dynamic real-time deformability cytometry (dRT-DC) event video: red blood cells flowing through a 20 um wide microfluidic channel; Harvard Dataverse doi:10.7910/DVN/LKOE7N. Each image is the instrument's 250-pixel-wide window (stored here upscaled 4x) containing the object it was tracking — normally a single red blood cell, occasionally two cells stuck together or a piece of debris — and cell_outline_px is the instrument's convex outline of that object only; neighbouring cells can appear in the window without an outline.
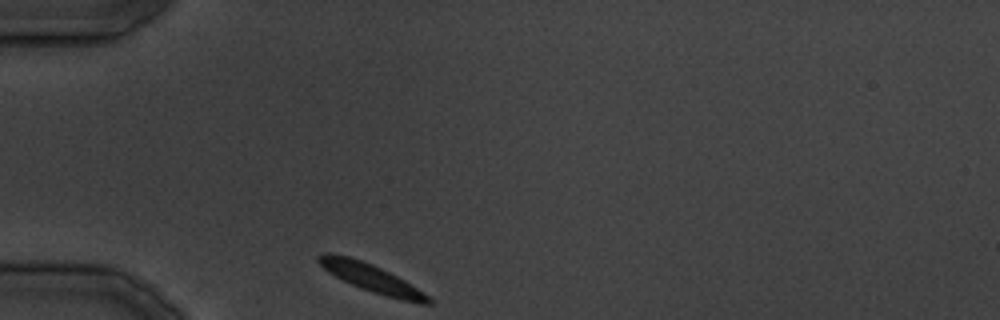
{"species": "common noctule bat (a hibernating species)", "species_latin": "Nyctalus noctula", "temperature_condition": "cold", "stored_images_in_passage": 17, "camera_frame_rate_fps": 3000, "um_per_image_px": 0.085, "animal": {"sex": "male", "body_mass_g": 19.5, "forearm_length_mm": 54.6}, "frame": {"image": 1, "passage_image": 1, "time_ms": 0.0, "image_size_px": [1000, 320], "cell_outline_px": [[432, 304], [420, 304], [400, 300], [372, 292], [360, 288], [328, 272], [316, 260], [316, 256], [324, 252], [328, 252], [348, 256], [372, 264], [404, 280], [424, 292], [432, 300]], "centroid_in_image_um": [31.57, 23.64], "position_along_channel_um": 53.4, "area_um2": 17.74}}
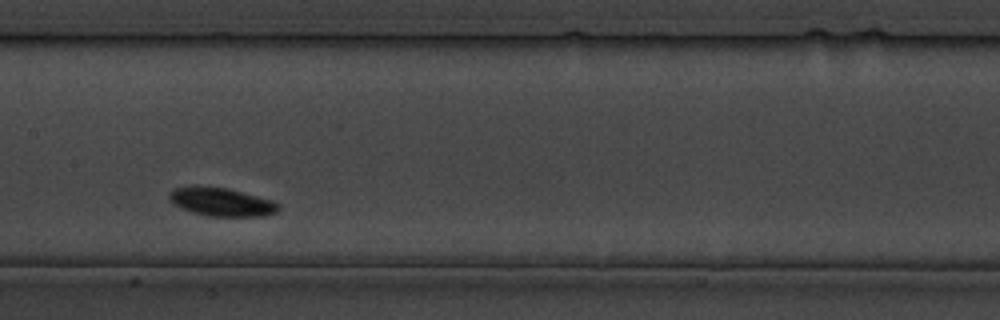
{"frame": {"image": 2, "passage_image": 10, "time_ms": 11.0, "image_size_px": [1000, 320], "cell_outline_px": [[280, 208], [276, 212], [264, 216], [208, 216], [192, 212], [180, 208], [168, 196], [168, 192], [172, 188], [196, 184], [228, 188], [276, 200], [280, 204]], "centroid_in_image_um": [18.84, 17.13], "position_along_channel_um": 188.6, "area_um2": 18.61}}
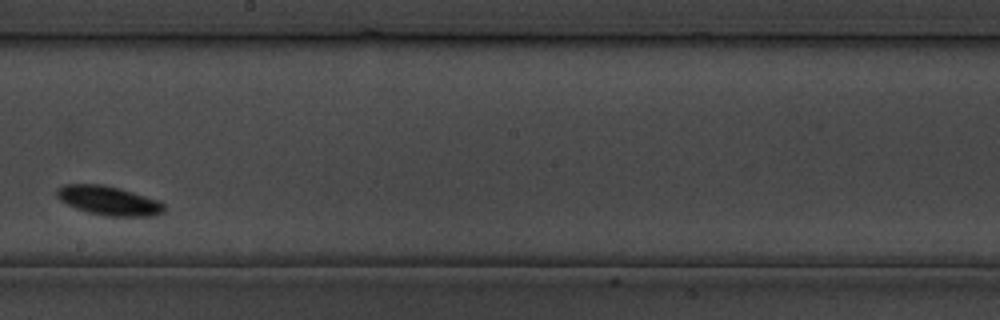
{"frame": {"image": 3, "passage_image": 13, "time_ms": 14.667, "image_size_px": [1000, 320], "cell_outline_px": [[164, 212], [156, 216], [104, 216], [88, 212], [76, 208], [60, 200], [56, 196], [56, 188], [64, 184], [104, 184], [120, 188], [160, 200], [164, 204]], "centroid_in_image_um": [9.25, 17.05], "position_along_channel_um": 238.9, "area_um2": 18.44}}